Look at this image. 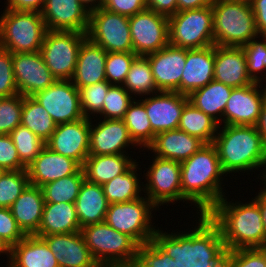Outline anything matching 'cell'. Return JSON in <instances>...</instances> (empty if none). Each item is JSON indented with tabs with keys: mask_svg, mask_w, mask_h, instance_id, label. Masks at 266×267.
I'll return each mask as SVG.
<instances>
[{
	"mask_svg": "<svg viewBox=\"0 0 266 267\" xmlns=\"http://www.w3.org/2000/svg\"><path fill=\"white\" fill-rule=\"evenodd\" d=\"M198 221V222H197ZM194 228L168 233L158 228L153 241L174 259V267H210L226 247L219 228L206 214L198 217Z\"/></svg>",
	"mask_w": 266,
	"mask_h": 267,
	"instance_id": "obj_1",
	"label": "cell"
},
{
	"mask_svg": "<svg viewBox=\"0 0 266 267\" xmlns=\"http://www.w3.org/2000/svg\"><path fill=\"white\" fill-rule=\"evenodd\" d=\"M180 164L182 195L197 208V217L207 214L226 194L222 182L227 174L215 145L205 144Z\"/></svg>",
	"mask_w": 266,
	"mask_h": 267,
	"instance_id": "obj_2",
	"label": "cell"
},
{
	"mask_svg": "<svg viewBox=\"0 0 266 267\" xmlns=\"http://www.w3.org/2000/svg\"><path fill=\"white\" fill-rule=\"evenodd\" d=\"M227 198L225 195L206 214L219 228L226 250L260 248L266 232L259 204L253 198L245 203Z\"/></svg>",
	"mask_w": 266,
	"mask_h": 267,
	"instance_id": "obj_3",
	"label": "cell"
},
{
	"mask_svg": "<svg viewBox=\"0 0 266 267\" xmlns=\"http://www.w3.org/2000/svg\"><path fill=\"white\" fill-rule=\"evenodd\" d=\"M213 144L222 169L228 176L240 172L250 174L260 168L262 170H259L258 177L262 176L266 163V144L256 126H219Z\"/></svg>",
	"mask_w": 266,
	"mask_h": 267,
	"instance_id": "obj_4",
	"label": "cell"
},
{
	"mask_svg": "<svg viewBox=\"0 0 266 267\" xmlns=\"http://www.w3.org/2000/svg\"><path fill=\"white\" fill-rule=\"evenodd\" d=\"M214 45L243 47L259 37L250 2L243 0H213Z\"/></svg>",
	"mask_w": 266,
	"mask_h": 267,
	"instance_id": "obj_5",
	"label": "cell"
},
{
	"mask_svg": "<svg viewBox=\"0 0 266 267\" xmlns=\"http://www.w3.org/2000/svg\"><path fill=\"white\" fill-rule=\"evenodd\" d=\"M85 244L100 267H135L139 245L105 221L80 230Z\"/></svg>",
	"mask_w": 266,
	"mask_h": 267,
	"instance_id": "obj_6",
	"label": "cell"
},
{
	"mask_svg": "<svg viewBox=\"0 0 266 267\" xmlns=\"http://www.w3.org/2000/svg\"><path fill=\"white\" fill-rule=\"evenodd\" d=\"M46 32L41 12L5 8L0 15V47L12 54L39 52Z\"/></svg>",
	"mask_w": 266,
	"mask_h": 267,
	"instance_id": "obj_7",
	"label": "cell"
},
{
	"mask_svg": "<svg viewBox=\"0 0 266 267\" xmlns=\"http://www.w3.org/2000/svg\"><path fill=\"white\" fill-rule=\"evenodd\" d=\"M158 208L144 195L129 202L109 204L105 222L115 230L131 237L139 246L153 240L158 229L152 223ZM154 225V226H153Z\"/></svg>",
	"mask_w": 266,
	"mask_h": 267,
	"instance_id": "obj_8",
	"label": "cell"
},
{
	"mask_svg": "<svg viewBox=\"0 0 266 267\" xmlns=\"http://www.w3.org/2000/svg\"><path fill=\"white\" fill-rule=\"evenodd\" d=\"M169 19V44L185 49L214 45L213 8L183 10Z\"/></svg>",
	"mask_w": 266,
	"mask_h": 267,
	"instance_id": "obj_9",
	"label": "cell"
},
{
	"mask_svg": "<svg viewBox=\"0 0 266 267\" xmlns=\"http://www.w3.org/2000/svg\"><path fill=\"white\" fill-rule=\"evenodd\" d=\"M87 33L47 30L40 53L57 80H71Z\"/></svg>",
	"mask_w": 266,
	"mask_h": 267,
	"instance_id": "obj_10",
	"label": "cell"
},
{
	"mask_svg": "<svg viewBox=\"0 0 266 267\" xmlns=\"http://www.w3.org/2000/svg\"><path fill=\"white\" fill-rule=\"evenodd\" d=\"M152 163L146 168V184H143L144 194L157 208L176 201L188 200L182 195L180 162L152 156Z\"/></svg>",
	"mask_w": 266,
	"mask_h": 267,
	"instance_id": "obj_11",
	"label": "cell"
},
{
	"mask_svg": "<svg viewBox=\"0 0 266 267\" xmlns=\"http://www.w3.org/2000/svg\"><path fill=\"white\" fill-rule=\"evenodd\" d=\"M87 37L106 52H133L129 17L102 7L90 12Z\"/></svg>",
	"mask_w": 266,
	"mask_h": 267,
	"instance_id": "obj_12",
	"label": "cell"
},
{
	"mask_svg": "<svg viewBox=\"0 0 266 267\" xmlns=\"http://www.w3.org/2000/svg\"><path fill=\"white\" fill-rule=\"evenodd\" d=\"M133 52L146 56L169 44V19L146 8L129 17Z\"/></svg>",
	"mask_w": 266,
	"mask_h": 267,
	"instance_id": "obj_13",
	"label": "cell"
},
{
	"mask_svg": "<svg viewBox=\"0 0 266 267\" xmlns=\"http://www.w3.org/2000/svg\"><path fill=\"white\" fill-rule=\"evenodd\" d=\"M32 97L49 113L57 125L84 118L79 89L71 80H56Z\"/></svg>",
	"mask_w": 266,
	"mask_h": 267,
	"instance_id": "obj_14",
	"label": "cell"
},
{
	"mask_svg": "<svg viewBox=\"0 0 266 267\" xmlns=\"http://www.w3.org/2000/svg\"><path fill=\"white\" fill-rule=\"evenodd\" d=\"M262 84L254 82L245 87L232 89L221 126H256L266 96V84Z\"/></svg>",
	"mask_w": 266,
	"mask_h": 267,
	"instance_id": "obj_15",
	"label": "cell"
},
{
	"mask_svg": "<svg viewBox=\"0 0 266 267\" xmlns=\"http://www.w3.org/2000/svg\"><path fill=\"white\" fill-rule=\"evenodd\" d=\"M90 123L91 119L84 117L74 122L58 124L46 146L83 167L89 156Z\"/></svg>",
	"mask_w": 266,
	"mask_h": 267,
	"instance_id": "obj_16",
	"label": "cell"
},
{
	"mask_svg": "<svg viewBox=\"0 0 266 267\" xmlns=\"http://www.w3.org/2000/svg\"><path fill=\"white\" fill-rule=\"evenodd\" d=\"M12 64L18 94L22 96H33L57 80L46 66L40 51L13 53Z\"/></svg>",
	"mask_w": 266,
	"mask_h": 267,
	"instance_id": "obj_17",
	"label": "cell"
},
{
	"mask_svg": "<svg viewBox=\"0 0 266 267\" xmlns=\"http://www.w3.org/2000/svg\"><path fill=\"white\" fill-rule=\"evenodd\" d=\"M139 99L144 105L153 133L178 129L188 96L176 91H159Z\"/></svg>",
	"mask_w": 266,
	"mask_h": 267,
	"instance_id": "obj_18",
	"label": "cell"
},
{
	"mask_svg": "<svg viewBox=\"0 0 266 267\" xmlns=\"http://www.w3.org/2000/svg\"><path fill=\"white\" fill-rule=\"evenodd\" d=\"M99 120L97 124L92 120L90 123L89 155L128 154L130 146L138 148L122 119Z\"/></svg>",
	"mask_w": 266,
	"mask_h": 267,
	"instance_id": "obj_19",
	"label": "cell"
},
{
	"mask_svg": "<svg viewBox=\"0 0 266 267\" xmlns=\"http://www.w3.org/2000/svg\"><path fill=\"white\" fill-rule=\"evenodd\" d=\"M41 16L47 30L88 31L90 12L78 0H45Z\"/></svg>",
	"mask_w": 266,
	"mask_h": 267,
	"instance_id": "obj_20",
	"label": "cell"
},
{
	"mask_svg": "<svg viewBox=\"0 0 266 267\" xmlns=\"http://www.w3.org/2000/svg\"><path fill=\"white\" fill-rule=\"evenodd\" d=\"M155 85L159 91L180 93V81L186 62V49L170 44L161 50L148 54Z\"/></svg>",
	"mask_w": 266,
	"mask_h": 267,
	"instance_id": "obj_21",
	"label": "cell"
},
{
	"mask_svg": "<svg viewBox=\"0 0 266 267\" xmlns=\"http://www.w3.org/2000/svg\"><path fill=\"white\" fill-rule=\"evenodd\" d=\"M38 237L47 243L59 267H100L92 257L80 231Z\"/></svg>",
	"mask_w": 266,
	"mask_h": 267,
	"instance_id": "obj_22",
	"label": "cell"
},
{
	"mask_svg": "<svg viewBox=\"0 0 266 267\" xmlns=\"http://www.w3.org/2000/svg\"><path fill=\"white\" fill-rule=\"evenodd\" d=\"M80 168L73 159L58 154L45 145L26 171L30 185L42 187L49 182L73 175Z\"/></svg>",
	"mask_w": 266,
	"mask_h": 267,
	"instance_id": "obj_23",
	"label": "cell"
},
{
	"mask_svg": "<svg viewBox=\"0 0 266 267\" xmlns=\"http://www.w3.org/2000/svg\"><path fill=\"white\" fill-rule=\"evenodd\" d=\"M215 45L200 49H186V62L180 81V94L204 87L214 80Z\"/></svg>",
	"mask_w": 266,
	"mask_h": 267,
	"instance_id": "obj_24",
	"label": "cell"
},
{
	"mask_svg": "<svg viewBox=\"0 0 266 267\" xmlns=\"http://www.w3.org/2000/svg\"><path fill=\"white\" fill-rule=\"evenodd\" d=\"M214 80L232 88L254 83L248 75L246 56L242 47L215 45Z\"/></svg>",
	"mask_w": 266,
	"mask_h": 267,
	"instance_id": "obj_25",
	"label": "cell"
},
{
	"mask_svg": "<svg viewBox=\"0 0 266 267\" xmlns=\"http://www.w3.org/2000/svg\"><path fill=\"white\" fill-rule=\"evenodd\" d=\"M204 145L205 143L199 138L175 129L156 134L153 142L143 150H152L153 156L181 163Z\"/></svg>",
	"mask_w": 266,
	"mask_h": 267,
	"instance_id": "obj_26",
	"label": "cell"
},
{
	"mask_svg": "<svg viewBox=\"0 0 266 267\" xmlns=\"http://www.w3.org/2000/svg\"><path fill=\"white\" fill-rule=\"evenodd\" d=\"M106 58V50L87 37L79 49L72 83L79 89L105 81Z\"/></svg>",
	"mask_w": 266,
	"mask_h": 267,
	"instance_id": "obj_27",
	"label": "cell"
},
{
	"mask_svg": "<svg viewBox=\"0 0 266 267\" xmlns=\"http://www.w3.org/2000/svg\"><path fill=\"white\" fill-rule=\"evenodd\" d=\"M9 267H59L54 253L38 236L26 235L8 250Z\"/></svg>",
	"mask_w": 266,
	"mask_h": 267,
	"instance_id": "obj_28",
	"label": "cell"
},
{
	"mask_svg": "<svg viewBox=\"0 0 266 267\" xmlns=\"http://www.w3.org/2000/svg\"><path fill=\"white\" fill-rule=\"evenodd\" d=\"M44 204L41 187L29 184L10 206L18 227L25 235H35L38 232Z\"/></svg>",
	"mask_w": 266,
	"mask_h": 267,
	"instance_id": "obj_29",
	"label": "cell"
},
{
	"mask_svg": "<svg viewBox=\"0 0 266 267\" xmlns=\"http://www.w3.org/2000/svg\"><path fill=\"white\" fill-rule=\"evenodd\" d=\"M75 207L81 228L104 222L109 202L102 185L84 179L75 201Z\"/></svg>",
	"mask_w": 266,
	"mask_h": 267,
	"instance_id": "obj_30",
	"label": "cell"
},
{
	"mask_svg": "<svg viewBox=\"0 0 266 267\" xmlns=\"http://www.w3.org/2000/svg\"><path fill=\"white\" fill-rule=\"evenodd\" d=\"M80 230L75 203H45L42 220L35 236L73 233Z\"/></svg>",
	"mask_w": 266,
	"mask_h": 267,
	"instance_id": "obj_31",
	"label": "cell"
},
{
	"mask_svg": "<svg viewBox=\"0 0 266 267\" xmlns=\"http://www.w3.org/2000/svg\"><path fill=\"white\" fill-rule=\"evenodd\" d=\"M131 154L89 155L83 165L85 179L103 185L125 173L135 162Z\"/></svg>",
	"mask_w": 266,
	"mask_h": 267,
	"instance_id": "obj_32",
	"label": "cell"
},
{
	"mask_svg": "<svg viewBox=\"0 0 266 267\" xmlns=\"http://www.w3.org/2000/svg\"><path fill=\"white\" fill-rule=\"evenodd\" d=\"M232 89L222 82L213 80L204 87L191 92L188 95V101L221 126L223 113Z\"/></svg>",
	"mask_w": 266,
	"mask_h": 267,
	"instance_id": "obj_33",
	"label": "cell"
},
{
	"mask_svg": "<svg viewBox=\"0 0 266 267\" xmlns=\"http://www.w3.org/2000/svg\"><path fill=\"white\" fill-rule=\"evenodd\" d=\"M138 163L136 161L125 173L117 175L114 179L102 185L109 204L129 202L143 197L141 193L144 191V182H140L141 180L139 179L141 178L137 172L142 167L139 168Z\"/></svg>",
	"mask_w": 266,
	"mask_h": 267,
	"instance_id": "obj_34",
	"label": "cell"
},
{
	"mask_svg": "<svg viewBox=\"0 0 266 267\" xmlns=\"http://www.w3.org/2000/svg\"><path fill=\"white\" fill-rule=\"evenodd\" d=\"M219 124L188 102L182 111L179 130L197 137L205 144L213 143Z\"/></svg>",
	"mask_w": 266,
	"mask_h": 267,
	"instance_id": "obj_35",
	"label": "cell"
},
{
	"mask_svg": "<svg viewBox=\"0 0 266 267\" xmlns=\"http://www.w3.org/2000/svg\"><path fill=\"white\" fill-rule=\"evenodd\" d=\"M21 125L27 127L45 143L57 126L49 113L32 96H23Z\"/></svg>",
	"mask_w": 266,
	"mask_h": 267,
	"instance_id": "obj_36",
	"label": "cell"
},
{
	"mask_svg": "<svg viewBox=\"0 0 266 267\" xmlns=\"http://www.w3.org/2000/svg\"><path fill=\"white\" fill-rule=\"evenodd\" d=\"M128 128L129 135L140 148H147L154 140L151 123L145 110V105L136 98L129 105L122 119Z\"/></svg>",
	"mask_w": 266,
	"mask_h": 267,
	"instance_id": "obj_37",
	"label": "cell"
},
{
	"mask_svg": "<svg viewBox=\"0 0 266 267\" xmlns=\"http://www.w3.org/2000/svg\"><path fill=\"white\" fill-rule=\"evenodd\" d=\"M123 87L133 96H145L159 92L157 89L149 60L146 56H137L126 75ZM137 95V96H136Z\"/></svg>",
	"mask_w": 266,
	"mask_h": 267,
	"instance_id": "obj_38",
	"label": "cell"
},
{
	"mask_svg": "<svg viewBox=\"0 0 266 267\" xmlns=\"http://www.w3.org/2000/svg\"><path fill=\"white\" fill-rule=\"evenodd\" d=\"M85 179L83 167L75 174L49 182L41 187L45 203H75Z\"/></svg>",
	"mask_w": 266,
	"mask_h": 267,
	"instance_id": "obj_39",
	"label": "cell"
},
{
	"mask_svg": "<svg viewBox=\"0 0 266 267\" xmlns=\"http://www.w3.org/2000/svg\"><path fill=\"white\" fill-rule=\"evenodd\" d=\"M9 135L16 146L20 162L26 168L35 160L46 145L36 134L22 125H18Z\"/></svg>",
	"mask_w": 266,
	"mask_h": 267,
	"instance_id": "obj_40",
	"label": "cell"
},
{
	"mask_svg": "<svg viewBox=\"0 0 266 267\" xmlns=\"http://www.w3.org/2000/svg\"><path fill=\"white\" fill-rule=\"evenodd\" d=\"M260 37H262V41ZM242 48L246 56L249 77L256 83H262L264 81L266 84V73L264 72V70L266 71V36H259L251 39L249 43ZM259 74L260 76H258Z\"/></svg>",
	"mask_w": 266,
	"mask_h": 267,
	"instance_id": "obj_41",
	"label": "cell"
},
{
	"mask_svg": "<svg viewBox=\"0 0 266 267\" xmlns=\"http://www.w3.org/2000/svg\"><path fill=\"white\" fill-rule=\"evenodd\" d=\"M134 97L123 87V85H111L104 98L101 113L97 116L101 119H123L129 105ZM104 116V117H103Z\"/></svg>",
	"mask_w": 266,
	"mask_h": 267,
	"instance_id": "obj_42",
	"label": "cell"
},
{
	"mask_svg": "<svg viewBox=\"0 0 266 267\" xmlns=\"http://www.w3.org/2000/svg\"><path fill=\"white\" fill-rule=\"evenodd\" d=\"M110 86L105 80L79 88L80 104L85 118L94 119L101 113Z\"/></svg>",
	"mask_w": 266,
	"mask_h": 267,
	"instance_id": "obj_43",
	"label": "cell"
},
{
	"mask_svg": "<svg viewBox=\"0 0 266 267\" xmlns=\"http://www.w3.org/2000/svg\"><path fill=\"white\" fill-rule=\"evenodd\" d=\"M29 184L26 170L6 171L0 178V207L10 208Z\"/></svg>",
	"mask_w": 266,
	"mask_h": 267,
	"instance_id": "obj_44",
	"label": "cell"
},
{
	"mask_svg": "<svg viewBox=\"0 0 266 267\" xmlns=\"http://www.w3.org/2000/svg\"><path fill=\"white\" fill-rule=\"evenodd\" d=\"M137 55L134 52H107L105 63L106 80L111 85H123L131 64Z\"/></svg>",
	"mask_w": 266,
	"mask_h": 267,
	"instance_id": "obj_45",
	"label": "cell"
},
{
	"mask_svg": "<svg viewBox=\"0 0 266 267\" xmlns=\"http://www.w3.org/2000/svg\"><path fill=\"white\" fill-rule=\"evenodd\" d=\"M22 107L23 96L20 94L0 98V135L10 134L21 125Z\"/></svg>",
	"mask_w": 266,
	"mask_h": 267,
	"instance_id": "obj_46",
	"label": "cell"
},
{
	"mask_svg": "<svg viewBox=\"0 0 266 267\" xmlns=\"http://www.w3.org/2000/svg\"><path fill=\"white\" fill-rule=\"evenodd\" d=\"M135 267H174V259L151 240L138 247Z\"/></svg>",
	"mask_w": 266,
	"mask_h": 267,
	"instance_id": "obj_47",
	"label": "cell"
},
{
	"mask_svg": "<svg viewBox=\"0 0 266 267\" xmlns=\"http://www.w3.org/2000/svg\"><path fill=\"white\" fill-rule=\"evenodd\" d=\"M25 236L18 227L10 208L0 207V243L9 250Z\"/></svg>",
	"mask_w": 266,
	"mask_h": 267,
	"instance_id": "obj_48",
	"label": "cell"
},
{
	"mask_svg": "<svg viewBox=\"0 0 266 267\" xmlns=\"http://www.w3.org/2000/svg\"><path fill=\"white\" fill-rule=\"evenodd\" d=\"M18 94L12 64V53L0 47V98Z\"/></svg>",
	"mask_w": 266,
	"mask_h": 267,
	"instance_id": "obj_49",
	"label": "cell"
},
{
	"mask_svg": "<svg viewBox=\"0 0 266 267\" xmlns=\"http://www.w3.org/2000/svg\"><path fill=\"white\" fill-rule=\"evenodd\" d=\"M0 166L6 171L26 170L9 134L0 135Z\"/></svg>",
	"mask_w": 266,
	"mask_h": 267,
	"instance_id": "obj_50",
	"label": "cell"
},
{
	"mask_svg": "<svg viewBox=\"0 0 266 267\" xmlns=\"http://www.w3.org/2000/svg\"><path fill=\"white\" fill-rule=\"evenodd\" d=\"M232 267H266V257L259 248L232 250Z\"/></svg>",
	"mask_w": 266,
	"mask_h": 267,
	"instance_id": "obj_51",
	"label": "cell"
},
{
	"mask_svg": "<svg viewBox=\"0 0 266 267\" xmlns=\"http://www.w3.org/2000/svg\"><path fill=\"white\" fill-rule=\"evenodd\" d=\"M101 7L124 16H133L147 8L146 0H102Z\"/></svg>",
	"mask_w": 266,
	"mask_h": 267,
	"instance_id": "obj_52",
	"label": "cell"
},
{
	"mask_svg": "<svg viewBox=\"0 0 266 267\" xmlns=\"http://www.w3.org/2000/svg\"><path fill=\"white\" fill-rule=\"evenodd\" d=\"M250 4L255 17L259 36H266V0H251Z\"/></svg>",
	"mask_w": 266,
	"mask_h": 267,
	"instance_id": "obj_53",
	"label": "cell"
},
{
	"mask_svg": "<svg viewBox=\"0 0 266 267\" xmlns=\"http://www.w3.org/2000/svg\"><path fill=\"white\" fill-rule=\"evenodd\" d=\"M147 8L166 17L177 13V0H146Z\"/></svg>",
	"mask_w": 266,
	"mask_h": 267,
	"instance_id": "obj_54",
	"label": "cell"
},
{
	"mask_svg": "<svg viewBox=\"0 0 266 267\" xmlns=\"http://www.w3.org/2000/svg\"><path fill=\"white\" fill-rule=\"evenodd\" d=\"M45 0H6L7 9L15 11H37L41 12Z\"/></svg>",
	"mask_w": 266,
	"mask_h": 267,
	"instance_id": "obj_55",
	"label": "cell"
},
{
	"mask_svg": "<svg viewBox=\"0 0 266 267\" xmlns=\"http://www.w3.org/2000/svg\"><path fill=\"white\" fill-rule=\"evenodd\" d=\"M213 0H177V12L211 6Z\"/></svg>",
	"mask_w": 266,
	"mask_h": 267,
	"instance_id": "obj_56",
	"label": "cell"
},
{
	"mask_svg": "<svg viewBox=\"0 0 266 267\" xmlns=\"http://www.w3.org/2000/svg\"><path fill=\"white\" fill-rule=\"evenodd\" d=\"M253 199L259 204L262 214V221L266 232V190L262 187Z\"/></svg>",
	"mask_w": 266,
	"mask_h": 267,
	"instance_id": "obj_57",
	"label": "cell"
},
{
	"mask_svg": "<svg viewBox=\"0 0 266 267\" xmlns=\"http://www.w3.org/2000/svg\"><path fill=\"white\" fill-rule=\"evenodd\" d=\"M256 128L261 134V136L263 137V140L266 144V96H265V100L262 106L259 120L256 124Z\"/></svg>",
	"mask_w": 266,
	"mask_h": 267,
	"instance_id": "obj_58",
	"label": "cell"
},
{
	"mask_svg": "<svg viewBox=\"0 0 266 267\" xmlns=\"http://www.w3.org/2000/svg\"><path fill=\"white\" fill-rule=\"evenodd\" d=\"M210 267H232V250H226Z\"/></svg>",
	"mask_w": 266,
	"mask_h": 267,
	"instance_id": "obj_59",
	"label": "cell"
},
{
	"mask_svg": "<svg viewBox=\"0 0 266 267\" xmlns=\"http://www.w3.org/2000/svg\"><path fill=\"white\" fill-rule=\"evenodd\" d=\"M88 12H92L101 7L102 0H78Z\"/></svg>",
	"mask_w": 266,
	"mask_h": 267,
	"instance_id": "obj_60",
	"label": "cell"
},
{
	"mask_svg": "<svg viewBox=\"0 0 266 267\" xmlns=\"http://www.w3.org/2000/svg\"><path fill=\"white\" fill-rule=\"evenodd\" d=\"M262 175L263 176H261L259 178L257 177V179H260L262 181L261 184L264 185L263 188L266 190V163H265V166H264V170H263Z\"/></svg>",
	"mask_w": 266,
	"mask_h": 267,
	"instance_id": "obj_61",
	"label": "cell"
},
{
	"mask_svg": "<svg viewBox=\"0 0 266 267\" xmlns=\"http://www.w3.org/2000/svg\"><path fill=\"white\" fill-rule=\"evenodd\" d=\"M6 255V257L8 256V250L0 243V255Z\"/></svg>",
	"mask_w": 266,
	"mask_h": 267,
	"instance_id": "obj_62",
	"label": "cell"
},
{
	"mask_svg": "<svg viewBox=\"0 0 266 267\" xmlns=\"http://www.w3.org/2000/svg\"><path fill=\"white\" fill-rule=\"evenodd\" d=\"M266 257V242L259 248Z\"/></svg>",
	"mask_w": 266,
	"mask_h": 267,
	"instance_id": "obj_63",
	"label": "cell"
},
{
	"mask_svg": "<svg viewBox=\"0 0 266 267\" xmlns=\"http://www.w3.org/2000/svg\"><path fill=\"white\" fill-rule=\"evenodd\" d=\"M6 173V170L0 166V178Z\"/></svg>",
	"mask_w": 266,
	"mask_h": 267,
	"instance_id": "obj_64",
	"label": "cell"
}]
</instances>
